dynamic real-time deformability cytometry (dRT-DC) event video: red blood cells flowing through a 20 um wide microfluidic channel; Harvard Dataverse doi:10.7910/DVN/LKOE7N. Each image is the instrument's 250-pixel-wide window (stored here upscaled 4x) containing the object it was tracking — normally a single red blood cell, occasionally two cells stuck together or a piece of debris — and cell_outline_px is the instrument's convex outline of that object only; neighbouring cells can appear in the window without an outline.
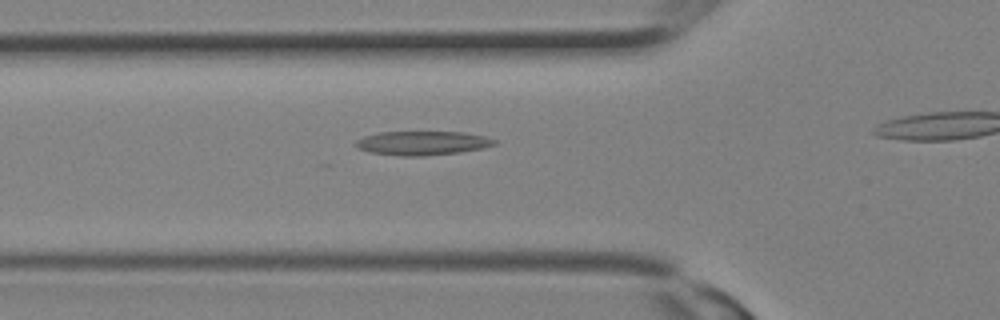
{"species": "Egyptian fruit bat (a non-hibernating species)", "species_latin": "Rousettus aegyptiacus", "temperature_condition": "room temperature", "stored_images_in_passage": 11, "camera_frame_rate_fps": 3000, "um_per_image_px": 0.085, "animal": {"sex": "female"}, "frame": {"image": 1, "passage_image": 8, "time_ms": 2.333, "image_size_px": [1000, 320], "cell_outline_px": [[496, 144], [484, 148], [460, 152], [424, 156], [400, 156], [368, 152], [356, 148], [352, 144], [356, 140], [364, 136], [380, 132], [464, 132], [484, 136], [496, 140]], "centroid_in_image_um": [35.86, 12.17], "position_along_channel_um": 89.9, "area_um2": 19.59}}
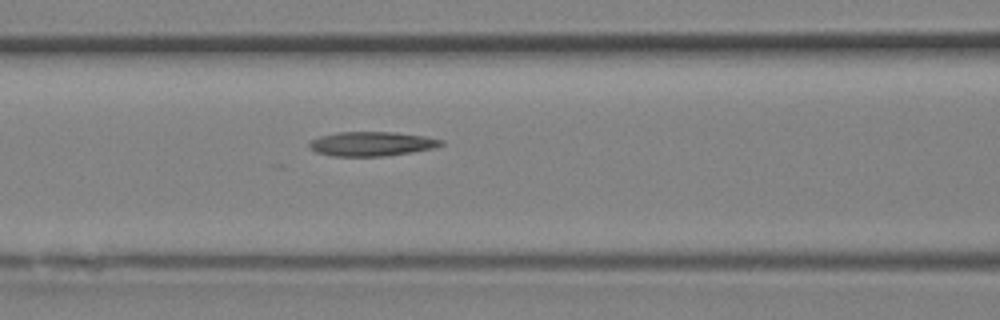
{"frame": {"image": 2, "passage_image": 10, "time_ms": 3.0, "image_size_px": [1000, 320], "cell_outline_px": [[444, 144], [432, 148], [412, 152], [384, 156], [332, 156], [316, 152], [308, 148], [308, 144], [312, 140], [320, 136], [336, 132], [396, 132], [424, 136], [444, 140]], "centroid_in_image_um": [31.57, 12.22], "position_along_channel_um": 135.0, "area_um2": 18.73}}